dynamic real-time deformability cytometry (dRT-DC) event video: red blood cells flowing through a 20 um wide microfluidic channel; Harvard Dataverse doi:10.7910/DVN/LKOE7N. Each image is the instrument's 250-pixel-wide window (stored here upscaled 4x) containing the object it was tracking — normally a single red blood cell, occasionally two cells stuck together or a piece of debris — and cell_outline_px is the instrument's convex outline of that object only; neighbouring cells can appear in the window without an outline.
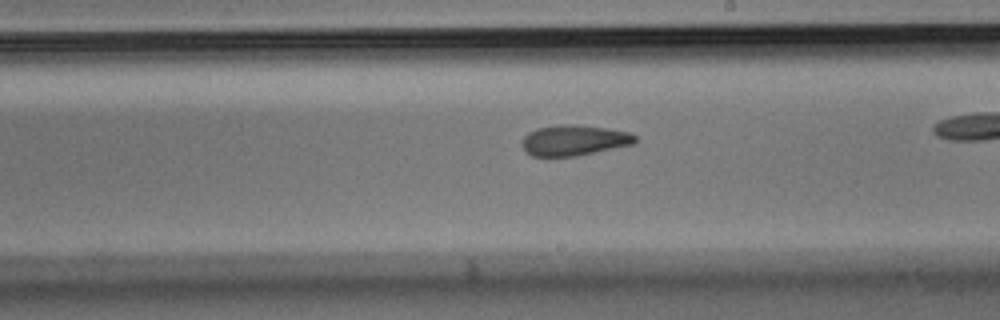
{"species": "Egyptian fruit bat (a non-hibernating species)", "species_latin": "Rousettus aegyptiacus", "temperature_condition": "room temperature", "stored_images_in_passage": 27, "camera_frame_rate_fps": 3000, "um_per_image_px": 0.085, "animal": {"sex": "male"}, "frame": {"image": 1, "passage_image": 16, "time_ms": 5.0, "image_size_px": [1000, 320], "cell_outline_px": [[640, 140], [636, 144], [576, 156], [532, 156], [524, 148], [524, 136], [528, 132], [536, 128], [556, 124], [572, 124], [608, 128], [628, 132], [640, 136]], "centroid_in_image_um": [48.89, 11.91], "position_along_channel_um": 240.1, "area_um2": 20.4}}